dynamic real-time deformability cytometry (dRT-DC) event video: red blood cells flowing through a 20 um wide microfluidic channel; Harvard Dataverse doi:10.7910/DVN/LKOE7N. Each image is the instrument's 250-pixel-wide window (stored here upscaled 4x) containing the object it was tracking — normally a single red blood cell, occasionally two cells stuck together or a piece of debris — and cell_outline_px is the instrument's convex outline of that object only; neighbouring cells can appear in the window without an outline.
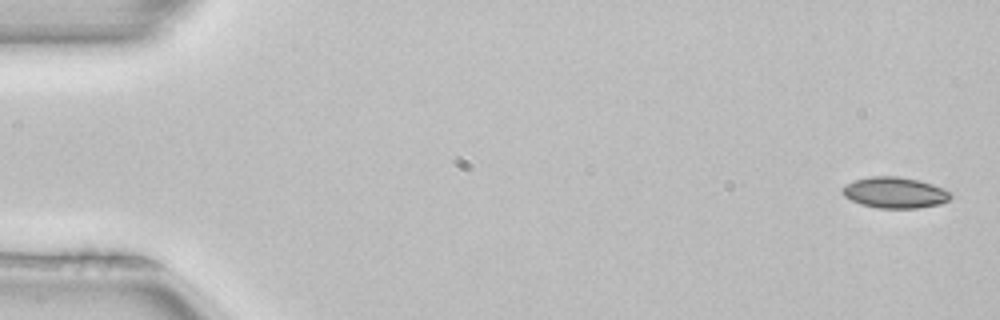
{"species": "common noctule bat (a hibernating species)", "species_latin": "Nyctalus noctula", "temperature_condition": "room temperature", "stored_images_in_passage": 4, "camera_frame_rate_fps": 3000, "um_per_image_px": 0.085, "animal": {"sex": "female", "body_mass_g": 22.7, "forearm_length_mm": 54.2}, "frame": {"image": 1, "passage_image": 1, "time_ms": 0.0, "image_size_px": [1000, 320], "cell_outline_px": [[952, 196], [948, 200], [940, 204], [916, 208], [876, 208], [860, 204], [844, 196], [840, 192], [840, 188], [844, 184], [852, 180], [872, 176], [896, 176], [920, 180], [944, 188], [952, 192]], "centroid_in_image_um": [76.03, 16.36], "position_along_channel_um": 9.0, "area_um2": 19.88}}